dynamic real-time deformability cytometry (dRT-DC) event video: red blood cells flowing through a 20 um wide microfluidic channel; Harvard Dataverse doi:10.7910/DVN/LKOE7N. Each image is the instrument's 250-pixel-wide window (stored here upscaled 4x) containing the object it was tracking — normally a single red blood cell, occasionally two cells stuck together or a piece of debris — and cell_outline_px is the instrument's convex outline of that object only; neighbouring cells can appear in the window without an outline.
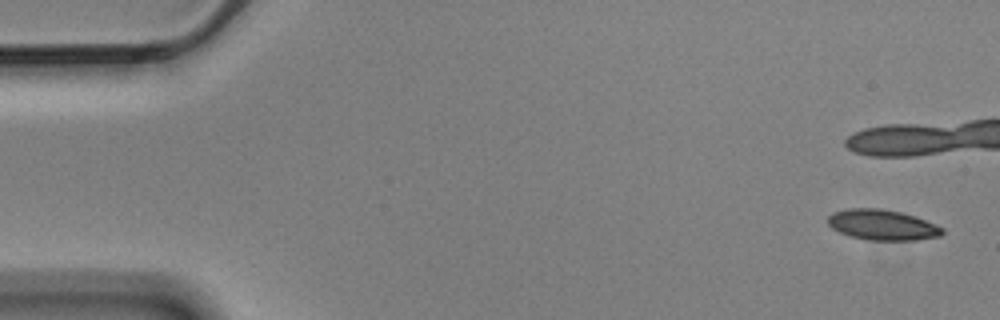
{"species": "Egyptian fruit bat (a non-hibernating species)", "species_latin": "Rousettus aegyptiacus", "temperature_condition": "cold", "stored_images_in_passage": 6, "camera_frame_rate_fps": 3000, "um_per_image_px": 0.085, "animal": {"sex": "male"}, "frame": {"image": 1, "passage_image": 1, "time_ms": 0.0, "image_size_px": [1000, 320], "cell_outline_px": [[944, 232], [940, 236], [916, 240], [868, 240], [852, 236], [840, 232], [832, 228], [828, 224], [828, 216], [832, 212], [848, 208], [880, 208], [900, 212], [916, 216], [944, 228]], "centroid_in_image_um": [75.0, 19.11], "position_along_channel_um": 10.0, "area_um2": 20.35}}
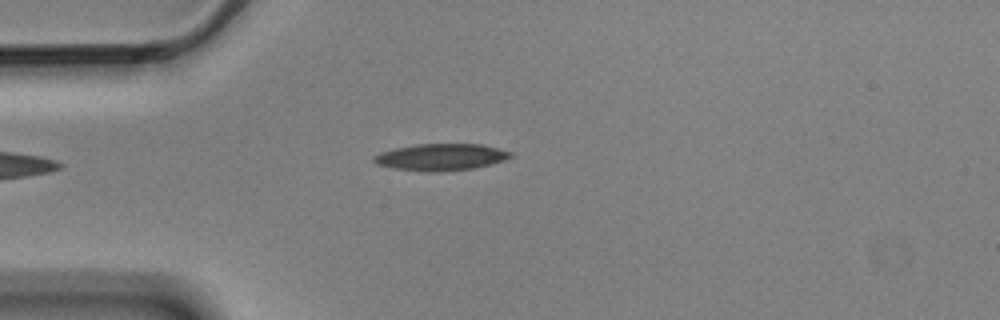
{"frame": {"image": 2, "passage_image": 6, "time_ms": 1.667, "image_size_px": [1000, 320], "cell_outline_px": [[516, 156], [504, 160], [472, 168], [436, 172], [424, 172], [392, 168], [376, 164], [372, 160], [372, 156], [380, 152], [396, 148], [416, 144], [480, 144], [512, 152]], "centroid_in_image_um": [37.44, 13.35], "position_along_channel_um": 47.6, "area_um2": 21.33}}